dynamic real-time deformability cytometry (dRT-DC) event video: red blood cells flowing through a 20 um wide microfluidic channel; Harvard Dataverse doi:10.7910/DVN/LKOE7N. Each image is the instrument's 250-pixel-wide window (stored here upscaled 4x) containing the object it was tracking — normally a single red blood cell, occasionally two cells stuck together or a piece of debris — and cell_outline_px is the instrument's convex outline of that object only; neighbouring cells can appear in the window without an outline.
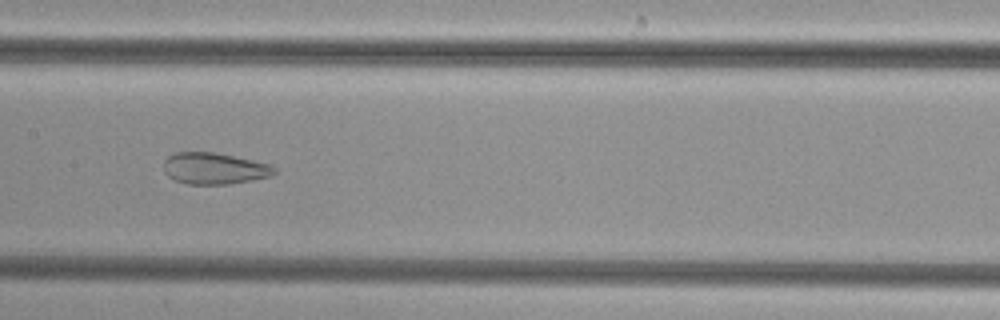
{"species": "common noctule bat (a hibernating species)", "species_latin": "Nyctalus noctula", "temperature_condition": "cold", "stored_images_in_passage": 36, "camera_frame_rate_fps": 3000, "um_per_image_px": 0.085, "animal": {"sex": "female", "body_mass_g": 29.2, "forearm_length_mm": 56.3}, "frame": {"image": 1, "passage_image": 11, "time_ms": 3.333, "image_size_px": [1000, 320], "cell_outline_px": [[276, 172], [268, 176], [252, 180], [228, 184], [188, 184], [176, 180], [168, 176], [164, 172], [164, 160], [168, 156], [176, 152], [212, 152], [232, 156], [268, 164], [276, 168]], "centroid_in_image_um": [18.17, 14.32], "position_along_channel_um": 189.2, "area_um2": 20.0}}
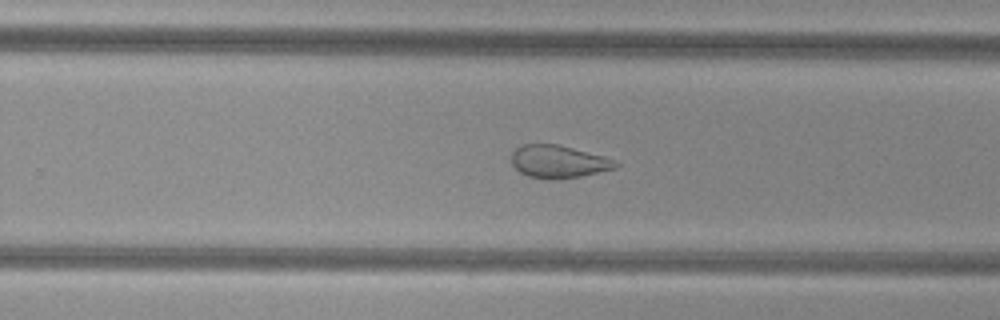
{"frame": {"image": 2, "passage_image": 18, "time_ms": 5.667, "image_size_px": [1000, 320], "cell_outline_px": [[620, 164], [616, 168], [580, 176], [528, 176], [520, 172], [512, 164], [512, 152], [520, 144], [560, 144], [604, 156]], "centroid_in_image_um": [47.46, 13.67], "position_along_channel_um": 282.3, "area_um2": 19.07}}
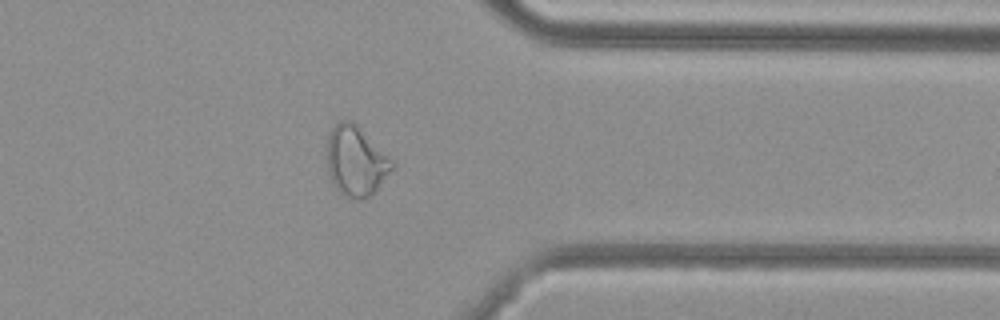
{"frame": {"image": 3, "passage_image": 26, "time_ms": 8.333, "image_size_px": [1000, 320], "cell_outline_px": [[396, 168], [368, 196], [360, 200], [356, 200], [340, 192], [336, 188], [328, 172], [328, 136], [332, 128], [340, 120], [352, 120], [396, 160]], "centroid_in_image_um": [30.32, 13.66], "position_along_channel_um": 381.1, "area_um2": 26.7}}